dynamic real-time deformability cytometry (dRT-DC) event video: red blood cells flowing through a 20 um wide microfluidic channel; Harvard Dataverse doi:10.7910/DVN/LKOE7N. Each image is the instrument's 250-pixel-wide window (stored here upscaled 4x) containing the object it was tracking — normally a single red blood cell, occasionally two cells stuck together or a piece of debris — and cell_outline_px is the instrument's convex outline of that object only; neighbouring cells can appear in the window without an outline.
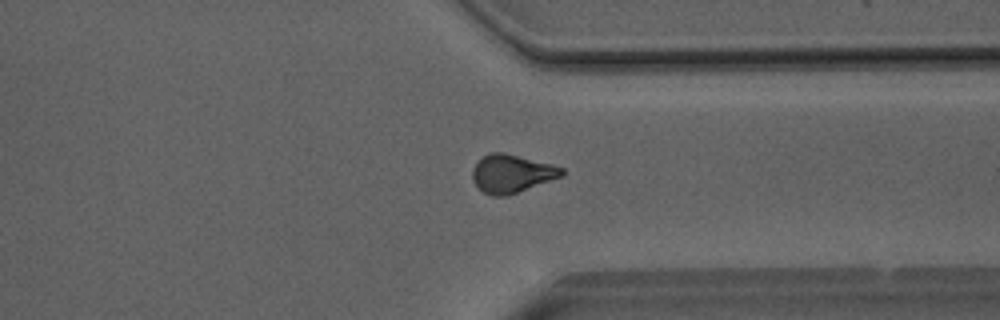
{"species": "Egyptian fruit bat (a non-hibernating species)", "species_latin": "Rousettus aegyptiacus", "temperature_condition": "room temperature", "stored_images_in_passage": 35, "camera_frame_rate_fps": 3000, "um_per_image_px": 0.085, "animal": {"sex": "male"}, "frame": {"image": 1, "passage_image": 23, "time_ms": 7.333, "image_size_px": [1000, 320], "cell_outline_px": [[564, 176], [508, 196], [492, 196], [484, 192], [472, 180], [472, 172], [476, 164], [488, 152], [504, 152], [552, 164], [564, 168]], "centroid_in_image_um": [43.53, 14.76], "position_along_channel_um": 367.9, "area_um2": 19.94}}
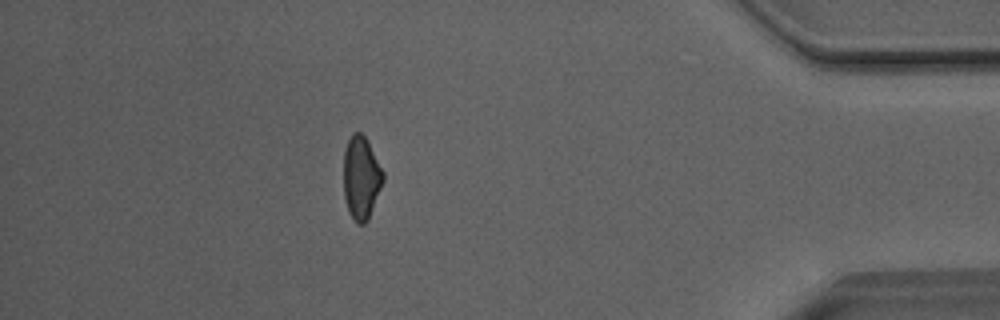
{"frame": {"image": 2, "passage_image": 29, "time_ms": 9.333, "image_size_px": [1000, 320], "cell_outline_px": [[384, 180], [368, 220], [364, 224], [356, 224], [348, 212], [344, 196], [344, 148], [352, 132], [360, 132], [364, 136], [384, 172]], "centroid_in_image_um": [30.69, 15.13], "position_along_channel_um": 404.5, "area_um2": 19.13}, "authors_computed_cell_mechanics": {"area_um2": 19.7676, "velocity_mm_per_s": 4.0576, "shape_relaxation_time_tau1_ms": null, "shape_relaxation_time_tau2_ms": 1.9731, "deformation_change_tau1": null, "deformation_change_tau2": 0.0823}}